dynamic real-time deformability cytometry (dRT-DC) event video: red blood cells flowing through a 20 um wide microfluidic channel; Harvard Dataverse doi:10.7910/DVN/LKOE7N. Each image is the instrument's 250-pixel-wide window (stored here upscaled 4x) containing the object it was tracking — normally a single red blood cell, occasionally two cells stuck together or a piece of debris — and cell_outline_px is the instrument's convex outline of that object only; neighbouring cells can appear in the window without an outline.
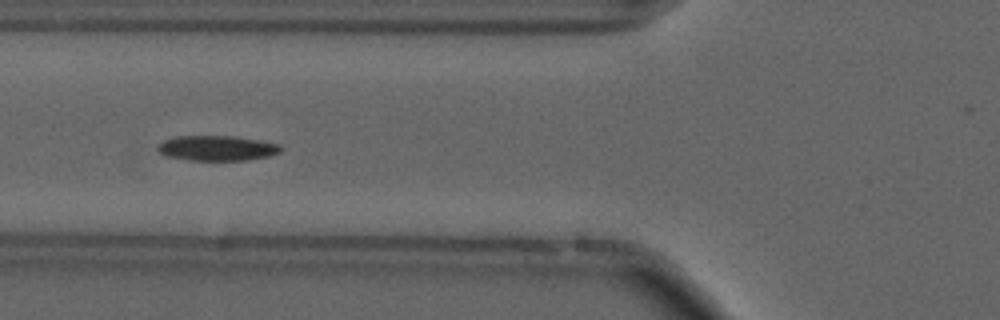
{"species": "common noctule bat (a hibernating species)", "species_latin": "Nyctalus noctula", "temperature_condition": "cold", "stored_images_in_passage": 34, "camera_frame_rate_fps": 3000, "um_per_image_px": 0.085, "animal": {"sex": "male", "forearm_length_mm": 52.5}, "frame": {"image": 1, "passage_image": 6, "time_ms": 1.667, "image_size_px": [1000, 320], "cell_outline_px": [[284, 148], [280, 152], [268, 156], [248, 160], [188, 160], [168, 156], [160, 152], [156, 148], [164, 140], [176, 136], [236, 136], [260, 140], [280, 144]], "centroid_in_image_um": [18.49, 12.58], "position_along_channel_um": 107.3, "area_um2": 18.03}, "authors_computed_cell_mechanics": {"area_um2": 17.6001, "velocity_mm_per_s": 3.7078, "shape_relaxation_time_tau1_ms": 9.7761, "shape_relaxation_time_tau2_ms": null, "deformation_change_tau1": 0.1937, "deformation_change_tau2": null}}